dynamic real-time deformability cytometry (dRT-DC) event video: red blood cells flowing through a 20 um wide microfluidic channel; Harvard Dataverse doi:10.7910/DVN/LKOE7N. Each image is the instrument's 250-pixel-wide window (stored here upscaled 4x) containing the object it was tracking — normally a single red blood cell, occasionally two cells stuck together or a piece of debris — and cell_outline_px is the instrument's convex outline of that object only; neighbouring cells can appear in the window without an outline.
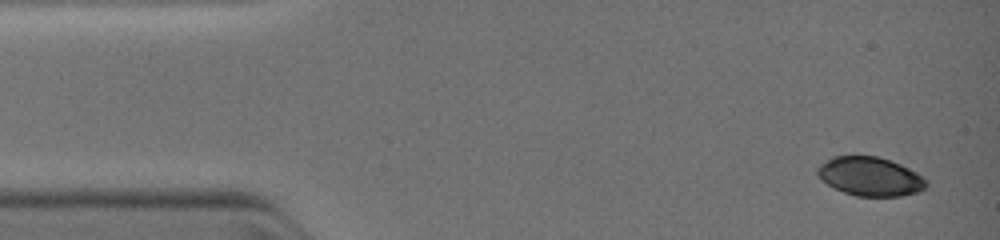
{"species": "common noctule bat (a hibernating species)", "species_latin": "Nyctalus noctula", "temperature_condition": "warm", "stored_images_in_passage": 5, "camera_frame_rate_fps": 3000, "um_per_image_px": 0.085, "animal": {"sex": "female", "body_mass_g": 19.0, "forearm_length_mm": 51.5}, "frame": {"image": 1, "passage_image": 1, "time_ms": 0.0, "image_size_px": [1000, 240], "cell_outline_px": [[928, 184], [924, 188], [916, 192], [900, 196], [856, 196], [844, 192], [820, 180], [816, 176], [816, 168], [832, 156], [876, 156], [900, 164], [916, 172]], "centroid_in_image_um": [73.9, 15.0], "position_along_channel_um": 11.1, "area_um2": 24.39}}
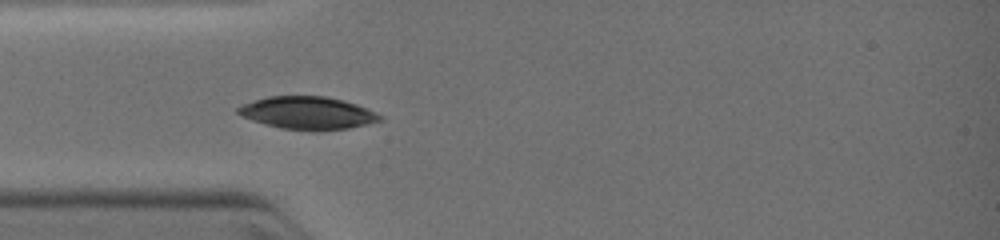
{"frame": {"image": 2, "passage_image": 5, "time_ms": 3.0, "image_size_px": [1000, 240], "cell_outline_px": [[380, 120], [368, 124], [348, 128], [320, 132], [312, 132], [280, 128], [264, 124], [240, 116], [236, 112], [236, 108], [244, 104], [268, 96], [324, 96], [344, 100], [356, 104], [380, 116]], "centroid_in_image_um": [26.09, 9.62], "position_along_channel_um": 58.9, "area_um2": 27.05}}